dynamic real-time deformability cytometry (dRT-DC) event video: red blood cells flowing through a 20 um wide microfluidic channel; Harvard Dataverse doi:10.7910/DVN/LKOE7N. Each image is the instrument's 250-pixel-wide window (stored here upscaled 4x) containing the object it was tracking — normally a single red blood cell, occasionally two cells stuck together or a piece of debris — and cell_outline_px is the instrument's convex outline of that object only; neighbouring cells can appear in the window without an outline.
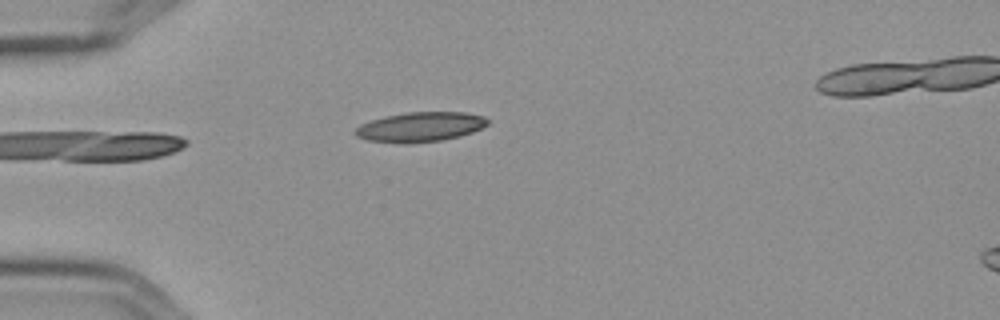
{"species": "Egyptian fruit bat (a non-hibernating species)", "species_latin": "Rousettus aegyptiacus", "temperature_condition": "cold", "stored_images_in_passage": 4, "camera_frame_rate_fps": 3000, "um_per_image_px": 0.085, "frame": {"image": 1, "passage_image": 4, "time_ms": 1.0, "image_size_px": [1000, 320], "cell_outline_px": [[488, 124], [472, 132], [460, 136], [440, 140], [408, 144], [404, 144], [368, 140], [356, 136], [352, 132], [360, 124], [384, 116], [408, 112], [468, 112], [484, 116], [488, 120]], "centroid_in_image_um": [35.7, 10.79], "position_along_channel_um": 49.3, "area_um2": 23.0}}